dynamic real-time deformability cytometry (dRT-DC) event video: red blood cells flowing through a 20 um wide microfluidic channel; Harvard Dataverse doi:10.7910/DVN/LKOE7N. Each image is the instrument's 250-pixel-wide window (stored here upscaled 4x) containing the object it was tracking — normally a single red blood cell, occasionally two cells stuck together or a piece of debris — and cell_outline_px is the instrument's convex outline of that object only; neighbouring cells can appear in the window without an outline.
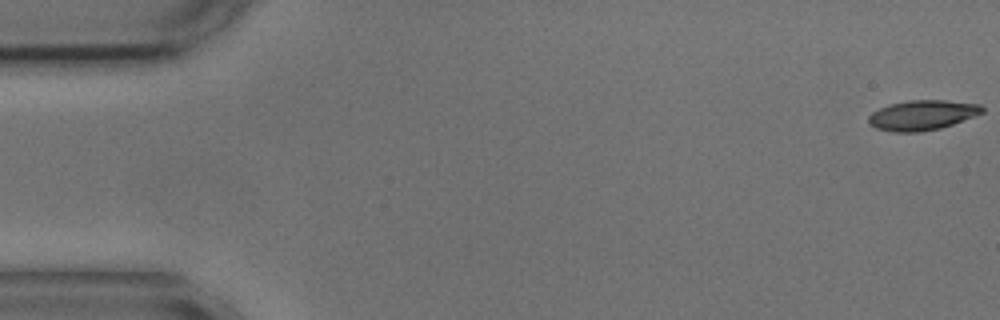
{"species": "common noctule bat (a hibernating species)", "species_latin": "Nyctalus noctula", "temperature_condition": "cold", "stored_images_in_passage": 55, "camera_frame_rate_fps": 3000, "um_per_image_px": 0.085, "animal": {"sex": "male", "body_mass_g": 17.9, "forearm_length_mm": 54.2}, "frame": {"image": 1, "passage_image": 1, "time_ms": 0.0, "image_size_px": [1000, 320], "cell_outline_px": [[984, 112], [952, 124], [940, 128], [920, 132], [892, 132], [876, 128], [868, 124], [868, 116], [872, 112], [888, 104], [908, 100], [948, 100], [980, 104], [984, 108]], "centroid_in_image_um": [78.36, 9.78], "position_along_channel_um": 6.6, "area_um2": 19.94}}
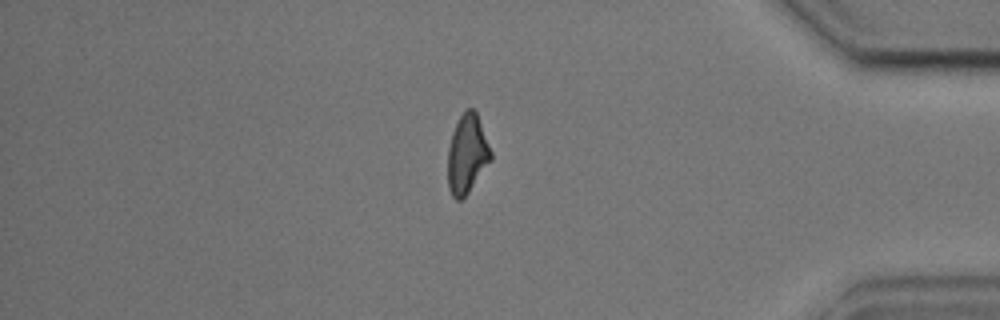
{"frame": {"image": 2, "passage_image": 47, "time_ms": 15.333, "image_size_px": [1000, 320], "cell_outline_px": [[492, 160], [468, 192], [460, 200], [456, 200], [452, 196], [448, 188], [448, 148], [452, 132], [464, 108], [472, 108], [476, 112], [492, 152]], "centroid_in_image_um": [39.7, 13.09], "position_along_channel_um": 395.5, "area_um2": 19.77}}
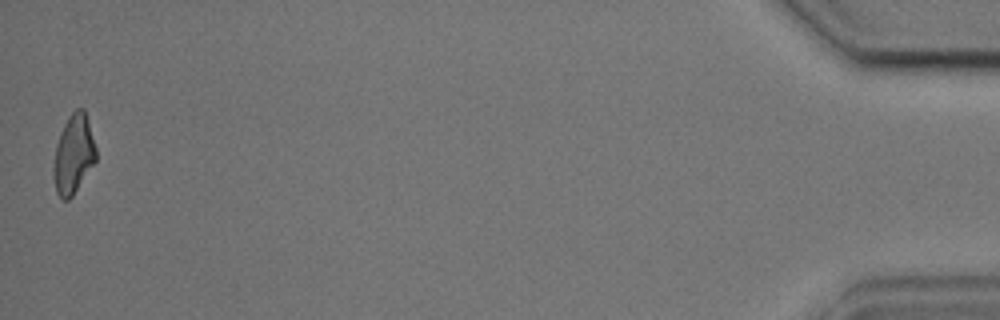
{"frame": {"image": 3, "passage_image": 55, "time_ms": 18.0, "image_size_px": [1000, 320], "cell_outline_px": [[96, 160], [72, 196], [68, 200], [64, 200], [56, 192], [52, 176], [52, 168], [56, 144], [60, 132], [68, 116], [76, 108], [84, 108], [88, 120], [96, 148]], "centroid_in_image_um": [6.22, 13.1], "position_along_channel_um": 429.0, "area_um2": 19.59}, "authors_computed_cell_mechanics": {"area_um2": 20.1722, "velocity_mm_per_s": 3.601, "shape_relaxation_time_tau1_ms": 6.0201, "shape_relaxation_time_tau2_ms": 3.5295, "deformation_change_tau1": 0.1628, "deformation_change_tau2": 0.1195}}